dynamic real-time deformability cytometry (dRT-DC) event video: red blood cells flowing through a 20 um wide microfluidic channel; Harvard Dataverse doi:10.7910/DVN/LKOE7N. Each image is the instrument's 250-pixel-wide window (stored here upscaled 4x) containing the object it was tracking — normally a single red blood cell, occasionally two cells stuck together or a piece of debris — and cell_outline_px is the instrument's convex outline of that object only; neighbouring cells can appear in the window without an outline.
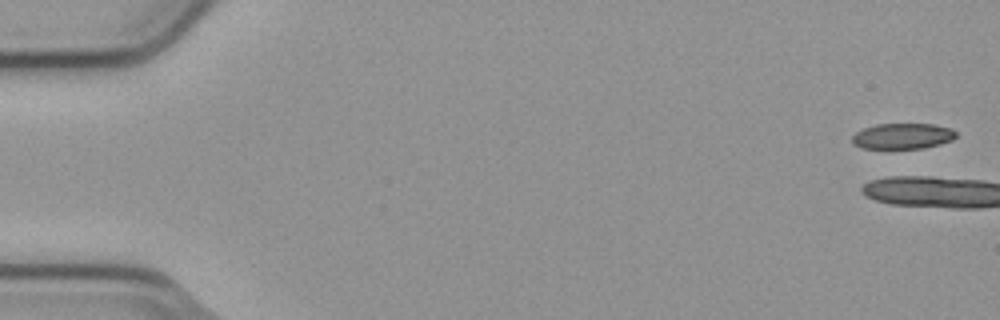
{"species": "common noctule bat (a hibernating species)", "species_latin": "Nyctalus noctula", "temperature_condition": "cold", "stored_images_in_passage": 7, "camera_frame_rate_fps": 3000, "um_per_image_px": 0.085, "animal": {"sex": "male", "body_mass_g": 23.1, "forearm_length_mm": 52.7}, "frame": {"image": 1, "passage_image": 1, "time_ms": 0.0, "image_size_px": [1000, 320], "cell_outline_px": [[956, 136], [952, 140], [940, 144], [924, 148], [860, 148], [852, 144], [852, 136], [856, 132], [864, 128], [876, 124], [932, 124], [952, 128], [956, 132]], "centroid_in_image_um": [76.72, 11.57], "position_along_channel_um": 8.3, "area_um2": 15.61}}